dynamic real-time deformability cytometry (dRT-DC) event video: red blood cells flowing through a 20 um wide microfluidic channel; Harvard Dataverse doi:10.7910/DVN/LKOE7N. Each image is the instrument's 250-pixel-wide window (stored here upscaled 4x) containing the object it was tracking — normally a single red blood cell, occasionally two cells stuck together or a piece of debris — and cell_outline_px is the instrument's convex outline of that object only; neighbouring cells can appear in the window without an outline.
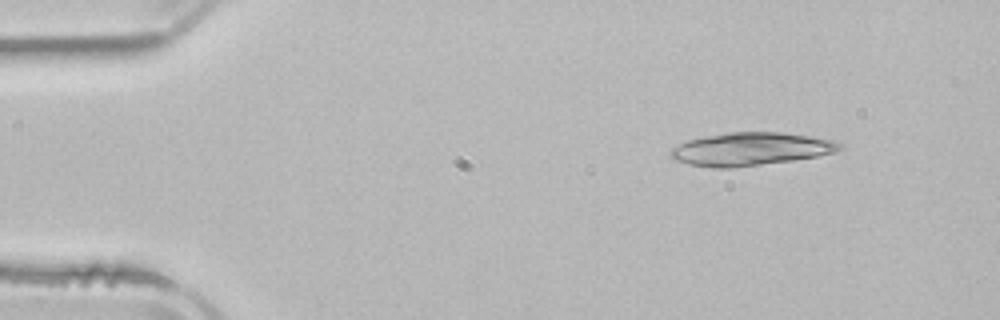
{"species": "common noctule bat (a hibernating species)", "species_latin": "Nyctalus noctula", "temperature_condition": "room temperature", "stored_images_in_passage": 5, "segment_of_instrument_passage": [1, 2], "camera_frame_rate_fps": 3000, "um_per_image_px": 0.085, "animal": {"sex": "male", "body_mass_g": 21.5, "forearm_length_mm": 52.0}, "frame": {"image": 1, "passage_image": 1, "time_ms": 0.0, "image_size_px": [1000, 320], "cell_outline_px": [[844, 148], [836, 152], [816, 156], [792, 160], [736, 168], [712, 168], [688, 164], [672, 160], [668, 156], [668, 152], [672, 148], [688, 140], [704, 136], [728, 132], [780, 132], [836, 140], [844, 144]], "centroid_in_image_um": [63.79, 12.67], "position_along_channel_um": 21.2, "area_um2": 32.89}}